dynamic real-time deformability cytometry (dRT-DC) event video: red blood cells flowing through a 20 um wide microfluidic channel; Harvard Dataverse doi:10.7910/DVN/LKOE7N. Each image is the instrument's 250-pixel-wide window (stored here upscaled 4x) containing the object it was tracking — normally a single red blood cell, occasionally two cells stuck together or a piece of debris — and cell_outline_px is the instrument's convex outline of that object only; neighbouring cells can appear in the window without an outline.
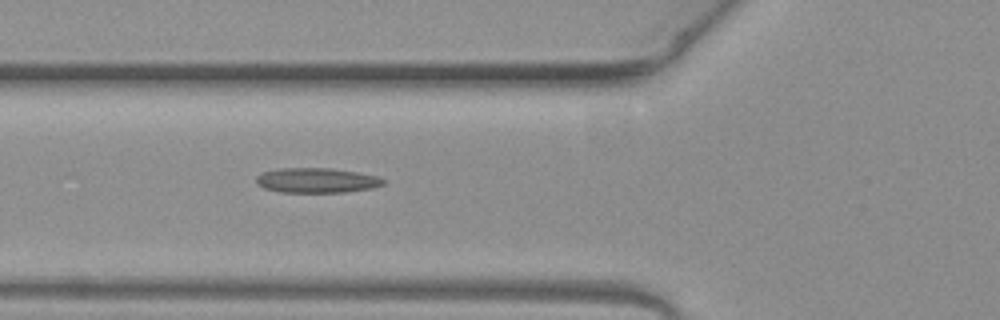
{"species": "common noctule bat (a hibernating species)", "species_latin": "Nyctalus noctula", "temperature_condition": "warm", "stored_images_in_passage": 5, "camera_frame_rate_fps": 3000, "um_per_image_px": 0.085, "animal": {"sex": "female", "body_mass_g": 19.3, "forearm_length_mm": 54.1}, "frame": {"image": 1, "passage_image": 5, "time_ms": 1.333, "image_size_px": [1000, 320], "cell_outline_px": [[384, 184], [372, 188], [344, 192], [280, 192], [264, 188], [256, 184], [256, 176], [260, 172], [276, 168], [328, 168], [356, 172], [380, 176], [384, 180]], "centroid_in_image_um": [26.87, 15.32], "position_along_channel_um": 98.9, "area_um2": 18.55}}